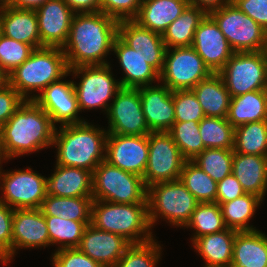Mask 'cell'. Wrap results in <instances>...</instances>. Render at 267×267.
Instances as JSON below:
<instances>
[{"instance_id": "obj_1", "label": "cell", "mask_w": 267, "mask_h": 267, "mask_svg": "<svg viewBox=\"0 0 267 267\" xmlns=\"http://www.w3.org/2000/svg\"><path fill=\"white\" fill-rule=\"evenodd\" d=\"M119 21L104 13H74L67 42L62 47L69 69L107 65L103 59L112 51Z\"/></svg>"}, {"instance_id": "obj_2", "label": "cell", "mask_w": 267, "mask_h": 267, "mask_svg": "<svg viewBox=\"0 0 267 267\" xmlns=\"http://www.w3.org/2000/svg\"><path fill=\"white\" fill-rule=\"evenodd\" d=\"M55 131L51 117L34 100H25L0 129L4 160L53 145Z\"/></svg>"}, {"instance_id": "obj_3", "label": "cell", "mask_w": 267, "mask_h": 267, "mask_svg": "<svg viewBox=\"0 0 267 267\" xmlns=\"http://www.w3.org/2000/svg\"><path fill=\"white\" fill-rule=\"evenodd\" d=\"M57 128L53 144L57 147V165L83 168L93 173L105 160L108 131L84 121ZM103 153V154H102Z\"/></svg>"}, {"instance_id": "obj_4", "label": "cell", "mask_w": 267, "mask_h": 267, "mask_svg": "<svg viewBox=\"0 0 267 267\" xmlns=\"http://www.w3.org/2000/svg\"><path fill=\"white\" fill-rule=\"evenodd\" d=\"M91 225L99 230L122 236L131 244L144 243L153 239L148 218V204L93 201Z\"/></svg>"}, {"instance_id": "obj_5", "label": "cell", "mask_w": 267, "mask_h": 267, "mask_svg": "<svg viewBox=\"0 0 267 267\" xmlns=\"http://www.w3.org/2000/svg\"><path fill=\"white\" fill-rule=\"evenodd\" d=\"M70 74L62 48L42 47L7 76V82L25 99L34 91L42 92L52 82ZM31 91V92H30Z\"/></svg>"}, {"instance_id": "obj_6", "label": "cell", "mask_w": 267, "mask_h": 267, "mask_svg": "<svg viewBox=\"0 0 267 267\" xmlns=\"http://www.w3.org/2000/svg\"><path fill=\"white\" fill-rule=\"evenodd\" d=\"M93 201L148 204L143 177L102 161L93 171Z\"/></svg>"}, {"instance_id": "obj_7", "label": "cell", "mask_w": 267, "mask_h": 267, "mask_svg": "<svg viewBox=\"0 0 267 267\" xmlns=\"http://www.w3.org/2000/svg\"><path fill=\"white\" fill-rule=\"evenodd\" d=\"M148 218L153 227L158 215L176 226H186L199 202L179 180L147 188Z\"/></svg>"}, {"instance_id": "obj_8", "label": "cell", "mask_w": 267, "mask_h": 267, "mask_svg": "<svg viewBox=\"0 0 267 267\" xmlns=\"http://www.w3.org/2000/svg\"><path fill=\"white\" fill-rule=\"evenodd\" d=\"M208 15L218 25L234 52L263 50L265 30L231 1Z\"/></svg>"}, {"instance_id": "obj_9", "label": "cell", "mask_w": 267, "mask_h": 267, "mask_svg": "<svg viewBox=\"0 0 267 267\" xmlns=\"http://www.w3.org/2000/svg\"><path fill=\"white\" fill-rule=\"evenodd\" d=\"M231 97L266 89V58L262 51L235 52L218 73Z\"/></svg>"}, {"instance_id": "obj_10", "label": "cell", "mask_w": 267, "mask_h": 267, "mask_svg": "<svg viewBox=\"0 0 267 267\" xmlns=\"http://www.w3.org/2000/svg\"><path fill=\"white\" fill-rule=\"evenodd\" d=\"M170 50L168 48L165 51L164 66L159 80L171 91L191 90L212 74L192 46Z\"/></svg>"}, {"instance_id": "obj_11", "label": "cell", "mask_w": 267, "mask_h": 267, "mask_svg": "<svg viewBox=\"0 0 267 267\" xmlns=\"http://www.w3.org/2000/svg\"><path fill=\"white\" fill-rule=\"evenodd\" d=\"M148 145V162L143 175L145 186L179 179L186 160L172 136L168 132H151Z\"/></svg>"}, {"instance_id": "obj_12", "label": "cell", "mask_w": 267, "mask_h": 267, "mask_svg": "<svg viewBox=\"0 0 267 267\" xmlns=\"http://www.w3.org/2000/svg\"><path fill=\"white\" fill-rule=\"evenodd\" d=\"M107 65L78 66L70 68L75 76L82 74L80 83L74 84L78 107L82 109L104 108L108 112V101L122 88L119 81H115ZM111 98V99H110Z\"/></svg>"}, {"instance_id": "obj_13", "label": "cell", "mask_w": 267, "mask_h": 267, "mask_svg": "<svg viewBox=\"0 0 267 267\" xmlns=\"http://www.w3.org/2000/svg\"><path fill=\"white\" fill-rule=\"evenodd\" d=\"M0 180L4 192L0 201L13 209L40 208L47 196L46 178L31 168L7 173L0 170Z\"/></svg>"}, {"instance_id": "obj_14", "label": "cell", "mask_w": 267, "mask_h": 267, "mask_svg": "<svg viewBox=\"0 0 267 267\" xmlns=\"http://www.w3.org/2000/svg\"><path fill=\"white\" fill-rule=\"evenodd\" d=\"M107 115L108 133L141 136L151 133L142 111L138 88H121L113 98Z\"/></svg>"}, {"instance_id": "obj_15", "label": "cell", "mask_w": 267, "mask_h": 267, "mask_svg": "<svg viewBox=\"0 0 267 267\" xmlns=\"http://www.w3.org/2000/svg\"><path fill=\"white\" fill-rule=\"evenodd\" d=\"M149 155L148 135L107 134L105 161L143 177Z\"/></svg>"}, {"instance_id": "obj_16", "label": "cell", "mask_w": 267, "mask_h": 267, "mask_svg": "<svg viewBox=\"0 0 267 267\" xmlns=\"http://www.w3.org/2000/svg\"><path fill=\"white\" fill-rule=\"evenodd\" d=\"M29 100H34L51 117L54 124L59 122L62 126L85 121L77 115L80 110L73 81L59 79L52 82L41 94L29 96Z\"/></svg>"}, {"instance_id": "obj_17", "label": "cell", "mask_w": 267, "mask_h": 267, "mask_svg": "<svg viewBox=\"0 0 267 267\" xmlns=\"http://www.w3.org/2000/svg\"><path fill=\"white\" fill-rule=\"evenodd\" d=\"M212 73H219L235 53L215 21L207 14L191 45Z\"/></svg>"}, {"instance_id": "obj_18", "label": "cell", "mask_w": 267, "mask_h": 267, "mask_svg": "<svg viewBox=\"0 0 267 267\" xmlns=\"http://www.w3.org/2000/svg\"><path fill=\"white\" fill-rule=\"evenodd\" d=\"M35 12L42 47L62 48L67 42L74 12L64 0H47Z\"/></svg>"}, {"instance_id": "obj_19", "label": "cell", "mask_w": 267, "mask_h": 267, "mask_svg": "<svg viewBox=\"0 0 267 267\" xmlns=\"http://www.w3.org/2000/svg\"><path fill=\"white\" fill-rule=\"evenodd\" d=\"M142 111L151 132H168L175 122L173 91L166 85L138 87Z\"/></svg>"}, {"instance_id": "obj_20", "label": "cell", "mask_w": 267, "mask_h": 267, "mask_svg": "<svg viewBox=\"0 0 267 267\" xmlns=\"http://www.w3.org/2000/svg\"><path fill=\"white\" fill-rule=\"evenodd\" d=\"M130 245L126 238L89 224L78 249L104 267H113Z\"/></svg>"}, {"instance_id": "obj_21", "label": "cell", "mask_w": 267, "mask_h": 267, "mask_svg": "<svg viewBox=\"0 0 267 267\" xmlns=\"http://www.w3.org/2000/svg\"><path fill=\"white\" fill-rule=\"evenodd\" d=\"M118 36L133 50L141 49L145 61L159 74L162 72L166 51L162 34L144 28L134 20H121Z\"/></svg>"}, {"instance_id": "obj_22", "label": "cell", "mask_w": 267, "mask_h": 267, "mask_svg": "<svg viewBox=\"0 0 267 267\" xmlns=\"http://www.w3.org/2000/svg\"><path fill=\"white\" fill-rule=\"evenodd\" d=\"M50 245L46 219L40 208L14 209L12 224V258L18 248Z\"/></svg>"}, {"instance_id": "obj_23", "label": "cell", "mask_w": 267, "mask_h": 267, "mask_svg": "<svg viewBox=\"0 0 267 267\" xmlns=\"http://www.w3.org/2000/svg\"><path fill=\"white\" fill-rule=\"evenodd\" d=\"M112 51L116 53L119 63L126 74L119 82L122 88H138L152 85V82L159 80V73L145 60L141 53L133 50L118 35L113 42Z\"/></svg>"}, {"instance_id": "obj_24", "label": "cell", "mask_w": 267, "mask_h": 267, "mask_svg": "<svg viewBox=\"0 0 267 267\" xmlns=\"http://www.w3.org/2000/svg\"><path fill=\"white\" fill-rule=\"evenodd\" d=\"M1 34L16 41L42 48L35 10L10 6L0 8Z\"/></svg>"}, {"instance_id": "obj_25", "label": "cell", "mask_w": 267, "mask_h": 267, "mask_svg": "<svg viewBox=\"0 0 267 267\" xmlns=\"http://www.w3.org/2000/svg\"><path fill=\"white\" fill-rule=\"evenodd\" d=\"M47 195L57 197H92V172L76 167L60 166L51 177H46Z\"/></svg>"}, {"instance_id": "obj_26", "label": "cell", "mask_w": 267, "mask_h": 267, "mask_svg": "<svg viewBox=\"0 0 267 267\" xmlns=\"http://www.w3.org/2000/svg\"><path fill=\"white\" fill-rule=\"evenodd\" d=\"M232 174L245 193L255 194L263 200L267 190V156L234 152Z\"/></svg>"}, {"instance_id": "obj_27", "label": "cell", "mask_w": 267, "mask_h": 267, "mask_svg": "<svg viewBox=\"0 0 267 267\" xmlns=\"http://www.w3.org/2000/svg\"><path fill=\"white\" fill-rule=\"evenodd\" d=\"M188 5L181 0H142L139 13L133 20L144 28L163 34Z\"/></svg>"}, {"instance_id": "obj_28", "label": "cell", "mask_w": 267, "mask_h": 267, "mask_svg": "<svg viewBox=\"0 0 267 267\" xmlns=\"http://www.w3.org/2000/svg\"><path fill=\"white\" fill-rule=\"evenodd\" d=\"M236 233V230L227 228L193 241L194 248L206 261L204 267H231Z\"/></svg>"}, {"instance_id": "obj_29", "label": "cell", "mask_w": 267, "mask_h": 267, "mask_svg": "<svg viewBox=\"0 0 267 267\" xmlns=\"http://www.w3.org/2000/svg\"><path fill=\"white\" fill-rule=\"evenodd\" d=\"M231 267H267V237L257 230L237 231Z\"/></svg>"}, {"instance_id": "obj_30", "label": "cell", "mask_w": 267, "mask_h": 267, "mask_svg": "<svg viewBox=\"0 0 267 267\" xmlns=\"http://www.w3.org/2000/svg\"><path fill=\"white\" fill-rule=\"evenodd\" d=\"M191 90L196 95L205 116L227 118L231 95L218 73H212Z\"/></svg>"}, {"instance_id": "obj_31", "label": "cell", "mask_w": 267, "mask_h": 267, "mask_svg": "<svg viewBox=\"0 0 267 267\" xmlns=\"http://www.w3.org/2000/svg\"><path fill=\"white\" fill-rule=\"evenodd\" d=\"M227 120L234 128L249 122L267 120V90L231 97Z\"/></svg>"}, {"instance_id": "obj_32", "label": "cell", "mask_w": 267, "mask_h": 267, "mask_svg": "<svg viewBox=\"0 0 267 267\" xmlns=\"http://www.w3.org/2000/svg\"><path fill=\"white\" fill-rule=\"evenodd\" d=\"M206 15L200 8L188 5L162 34L166 49L191 46L195 31Z\"/></svg>"}, {"instance_id": "obj_33", "label": "cell", "mask_w": 267, "mask_h": 267, "mask_svg": "<svg viewBox=\"0 0 267 267\" xmlns=\"http://www.w3.org/2000/svg\"><path fill=\"white\" fill-rule=\"evenodd\" d=\"M92 197H57L47 195L40 210L44 216L61 217L78 222H91Z\"/></svg>"}, {"instance_id": "obj_34", "label": "cell", "mask_w": 267, "mask_h": 267, "mask_svg": "<svg viewBox=\"0 0 267 267\" xmlns=\"http://www.w3.org/2000/svg\"><path fill=\"white\" fill-rule=\"evenodd\" d=\"M261 201L257 195L246 193L235 200L222 203L220 207L226 227L236 231L256 230L248 222Z\"/></svg>"}, {"instance_id": "obj_35", "label": "cell", "mask_w": 267, "mask_h": 267, "mask_svg": "<svg viewBox=\"0 0 267 267\" xmlns=\"http://www.w3.org/2000/svg\"><path fill=\"white\" fill-rule=\"evenodd\" d=\"M234 152L267 156V120L234 128Z\"/></svg>"}, {"instance_id": "obj_36", "label": "cell", "mask_w": 267, "mask_h": 267, "mask_svg": "<svg viewBox=\"0 0 267 267\" xmlns=\"http://www.w3.org/2000/svg\"><path fill=\"white\" fill-rule=\"evenodd\" d=\"M179 180L199 203L216 202L217 182L193 161H185Z\"/></svg>"}, {"instance_id": "obj_37", "label": "cell", "mask_w": 267, "mask_h": 267, "mask_svg": "<svg viewBox=\"0 0 267 267\" xmlns=\"http://www.w3.org/2000/svg\"><path fill=\"white\" fill-rule=\"evenodd\" d=\"M51 244H61L59 249L78 248L87 225L91 222H78L61 217L45 216Z\"/></svg>"}, {"instance_id": "obj_38", "label": "cell", "mask_w": 267, "mask_h": 267, "mask_svg": "<svg viewBox=\"0 0 267 267\" xmlns=\"http://www.w3.org/2000/svg\"><path fill=\"white\" fill-rule=\"evenodd\" d=\"M199 132L205 149L234 148V127L227 118L205 116L199 122Z\"/></svg>"}, {"instance_id": "obj_39", "label": "cell", "mask_w": 267, "mask_h": 267, "mask_svg": "<svg viewBox=\"0 0 267 267\" xmlns=\"http://www.w3.org/2000/svg\"><path fill=\"white\" fill-rule=\"evenodd\" d=\"M185 227H192L196 230L192 242L203 235L227 229L221 207L216 202L199 203Z\"/></svg>"}, {"instance_id": "obj_40", "label": "cell", "mask_w": 267, "mask_h": 267, "mask_svg": "<svg viewBox=\"0 0 267 267\" xmlns=\"http://www.w3.org/2000/svg\"><path fill=\"white\" fill-rule=\"evenodd\" d=\"M168 133L186 161H192L205 149L199 132V122H174Z\"/></svg>"}, {"instance_id": "obj_41", "label": "cell", "mask_w": 267, "mask_h": 267, "mask_svg": "<svg viewBox=\"0 0 267 267\" xmlns=\"http://www.w3.org/2000/svg\"><path fill=\"white\" fill-rule=\"evenodd\" d=\"M233 149H204L192 161L214 181L219 182L232 174Z\"/></svg>"}, {"instance_id": "obj_42", "label": "cell", "mask_w": 267, "mask_h": 267, "mask_svg": "<svg viewBox=\"0 0 267 267\" xmlns=\"http://www.w3.org/2000/svg\"><path fill=\"white\" fill-rule=\"evenodd\" d=\"M160 249L153 239L131 244L113 267H156Z\"/></svg>"}, {"instance_id": "obj_43", "label": "cell", "mask_w": 267, "mask_h": 267, "mask_svg": "<svg viewBox=\"0 0 267 267\" xmlns=\"http://www.w3.org/2000/svg\"><path fill=\"white\" fill-rule=\"evenodd\" d=\"M35 49L26 43L0 35V70L8 76L27 60Z\"/></svg>"}, {"instance_id": "obj_44", "label": "cell", "mask_w": 267, "mask_h": 267, "mask_svg": "<svg viewBox=\"0 0 267 267\" xmlns=\"http://www.w3.org/2000/svg\"><path fill=\"white\" fill-rule=\"evenodd\" d=\"M173 104L175 107V122H200L205 114L192 90L173 91Z\"/></svg>"}, {"instance_id": "obj_45", "label": "cell", "mask_w": 267, "mask_h": 267, "mask_svg": "<svg viewBox=\"0 0 267 267\" xmlns=\"http://www.w3.org/2000/svg\"><path fill=\"white\" fill-rule=\"evenodd\" d=\"M14 209L0 201V260L5 265L12 257V224Z\"/></svg>"}, {"instance_id": "obj_46", "label": "cell", "mask_w": 267, "mask_h": 267, "mask_svg": "<svg viewBox=\"0 0 267 267\" xmlns=\"http://www.w3.org/2000/svg\"><path fill=\"white\" fill-rule=\"evenodd\" d=\"M101 12L114 19L133 20L139 13L142 0H100Z\"/></svg>"}, {"instance_id": "obj_47", "label": "cell", "mask_w": 267, "mask_h": 267, "mask_svg": "<svg viewBox=\"0 0 267 267\" xmlns=\"http://www.w3.org/2000/svg\"><path fill=\"white\" fill-rule=\"evenodd\" d=\"M52 257L54 267H104L78 248L57 249Z\"/></svg>"}, {"instance_id": "obj_48", "label": "cell", "mask_w": 267, "mask_h": 267, "mask_svg": "<svg viewBox=\"0 0 267 267\" xmlns=\"http://www.w3.org/2000/svg\"><path fill=\"white\" fill-rule=\"evenodd\" d=\"M24 101L8 82L0 88V129Z\"/></svg>"}, {"instance_id": "obj_49", "label": "cell", "mask_w": 267, "mask_h": 267, "mask_svg": "<svg viewBox=\"0 0 267 267\" xmlns=\"http://www.w3.org/2000/svg\"><path fill=\"white\" fill-rule=\"evenodd\" d=\"M234 6L267 29V0H230Z\"/></svg>"}, {"instance_id": "obj_50", "label": "cell", "mask_w": 267, "mask_h": 267, "mask_svg": "<svg viewBox=\"0 0 267 267\" xmlns=\"http://www.w3.org/2000/svg\"><path fill=\"white\" fill-rule=\"evenodd\" d=\"M244 194H246L245 191L233 174H230L223 180L217 182L216 203L219 205L235 200Z\"/></svg>"}, {"instance_id": "obj_51", "label": "cell", "mask_w": 267, "mask_h": 267, "mask_svg": "<svg viewBox=\"0 0 267 267\" xmlns=\"http://www.w3.org/2000/svg\"><path fill=\"white\" fill-rule=\"evenodd\" d=\"M74 13H96L101 11L100 0H64Z\"/></svg>"}, {"instance_id": "obj_52", "label": "cell", "mask_w": 267, "mask_h": 267, "mask_svg": "<svg viewBox=\"0 0 267 267\" xmlns=\"http://www.w3.org/2000/svg\"><path fill=\"white\" fill-rule=\"evenodd\" d=\"M229 2L230 0H189V5L200 8L206 14H209L210 12L223 7Z\"/></svg>"}, {"instance_id": "obj_53", "label": "cell", "mask_w": 267, "mask_h": 267, "mask_svg": "<svg viewBox=\"0 0 267 267\" xmlns=\"http://www.w3.org/2000/svg\"><path fill=\"white\" fill-rule=\"evenodd\" d=\"M47 0H13L10 7L20 8V9H37L42 6Z\"/></svg>"}, {"instance_id": "obj_54", "label": "cell", "mask_w": 267, "mask_h": 267, "mask_svg": "<svg viewBox=\"0 0 267 267\" xmlns=\"http://www.w3.org/2000/svg\"><path fill=\"white\" fill-rule=\"evenodd\" d=\"M7 83V76L0 70V88Z\"/></svg>"}, {"instance_id": "obj_55", "label": "cell", "mask_w": 267, "mask_h": 267, "mask_svg": "<svg viewBox=\"0 0 267 267\" xmlns=\"http://www.w3.org/2000/svg\"><path fill=\"white\" fill-rule=\"evenodd\" d=\"M262 52L265 56H267V29H265L264 47Z\"/></svg>"}, {"instance_id": "obj_56", "label": "cell", "mask_w": 267, "mask_h": 267, "mask_svg": "<svg viewBox=\"0 0 267 267\" xmlns=\"http://www.w3.org/2000/svg\"><path fill=\"white\" fill-rule=\"evenodd\" d=\"M13 3V0H0V8L4 6H10Z\"/></svg>"}, {"instance_id": "obj_57", "label": "cell", "mask_w": 267, "mask_h": 267, "mask_svg": "<svg viewBox=\"0 0 267 267\" xmlns=\"http://www.w3.org/2000/svg\"><path fill=\"white\" fill-rule=\"evenodd\" d=\"M266 58V90H267V56H265Z\"/></svg>"}, {"instance_id": "obj_58", "label": "cell", "mask_w": 267, "mask_h": 267, "mask_svg": "<svg viewBox=\"0 0 267 267\" xmlns=\"http://www.w3.org/2000/svg\"><path fill=\"white\" fill-rule=\"evenodd\" d=\"M1 159L4 160V157H3L2 152H1V147H0V164H1ZM0 170H1V167H0Z\"/></svg>"}]
</instances>
